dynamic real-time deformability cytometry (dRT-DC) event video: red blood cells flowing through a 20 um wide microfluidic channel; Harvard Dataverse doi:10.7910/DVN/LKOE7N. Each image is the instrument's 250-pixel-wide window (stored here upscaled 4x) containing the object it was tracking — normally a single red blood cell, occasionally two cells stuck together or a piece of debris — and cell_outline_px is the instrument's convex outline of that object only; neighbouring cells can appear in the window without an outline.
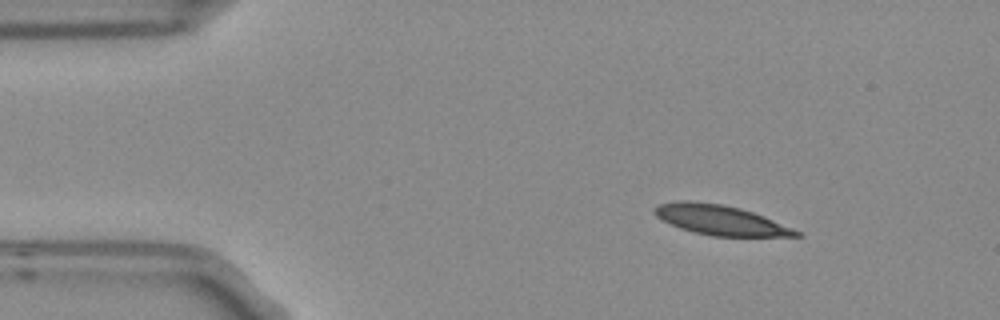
{"species": "Egyptian fruit bat (a non-hibernating species)", "species_latin": "Rousettus aegyptiacus", "temperature_condition": "room temperature", "stored_images_in_passage": 4, "segment_of_instrument_passage": [1, 2], "camera_frame_rate_fps": 3000, "um_per_image_px": 0.085, "frame": {"image": 1, "passage_image": 1, "time_ms": 0.0, "image_size_px": [1000, 320], "cell_outline_px": [[804, 236], [712, 236], [680, 228], [656, 216], [652, 212], [652, 208], [656, 204], [680, 200], [688, 200], [724, 204], [740, 208], [764, 216], [792, 228], [800, 232]], "centroid_in_image_um": [61.19, 18.68], "position_along_channel_um": 23.8, "area_um2": 24.57}}